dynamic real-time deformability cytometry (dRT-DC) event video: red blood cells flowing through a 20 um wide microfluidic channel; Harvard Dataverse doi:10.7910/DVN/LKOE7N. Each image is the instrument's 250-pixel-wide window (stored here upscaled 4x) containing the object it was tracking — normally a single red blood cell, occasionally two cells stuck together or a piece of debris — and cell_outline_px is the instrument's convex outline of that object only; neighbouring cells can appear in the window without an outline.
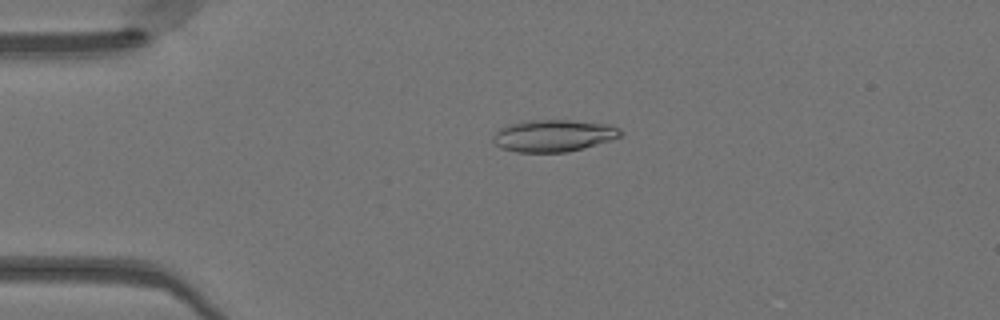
{"species": "Egyptian fruit bat (a non-hibernating species)", "species_latin": "Rousettus aegyptiacus", "temperature_condition": "warm", "stored_images_in_passage": 36, "camera_frame_rate_fps": 3000, "um_per_image_px": 0.085, "animal": {"sex": "female"}, "frame": {"image": 1, "passage_image": 1, "time_ms": 0.0, "image_size_px": [1000, 320], "cell_outline_px": [[624, 132], [620, 136], [612, 140], [568, 152], [516, 152], [500, 148], [492, 140], [492, 136], [500, 128], [508, 124], [528, 120], [568, 120], [608, 124], [620, 128]], "centroid_in_image_um": [47.04, 11.53], "position_along_channel_um": 38.0, "area_um2": 23.87}}
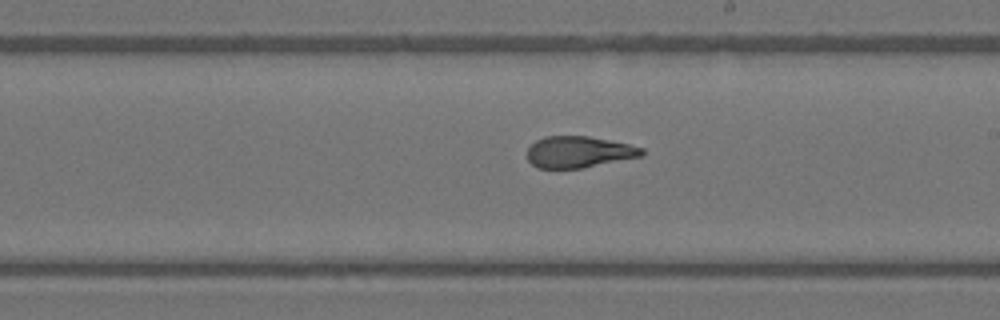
{"frame": {"image": 2, "passage_image": 18, "time_ms": 5.667, "image_size_px": [1000, 320], "cell_outline_px": [[644, 156], [584, 168], [536, 168], [528, 160], [528, 148], [536, 140], [544, 136], [588, 136], [628, 144], [644, 148]], "centroid_in_image_um": [49.22, 12.92], "position_along_channel_um": 239.8, "area_um2": 21.1}}
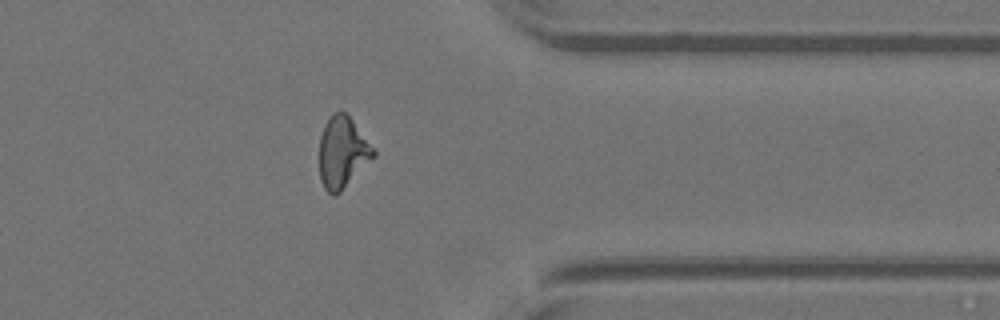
{"frame": {"image": 3, "passage_image": 29, "time_ms": 9.333, "image_size_px": [1000, 320], "cell_outline_px": [[376, 156], [336, 196], [332, 196], [324, 188], [320, 180], [320, 136], [324, 124], [332, 112], [340, 108], [352, 120], [376, 148]], "centroid_in_image_um": [29.13, 12.93], "position_along_channel_um": 382.3, "area_um2": 22.89}, "authors_computed_cell_mechanics": {"area_um2": 22.2241, "velocity_mm_per_s": 4.153, "shape_relaxation_time_tau1_ms": 5.5388, "shape_relaxation_time_tau2_ms": 1.3572, "deformation_change_tau1": 0.2074, "deformation_change_tau2": 0.0918}}